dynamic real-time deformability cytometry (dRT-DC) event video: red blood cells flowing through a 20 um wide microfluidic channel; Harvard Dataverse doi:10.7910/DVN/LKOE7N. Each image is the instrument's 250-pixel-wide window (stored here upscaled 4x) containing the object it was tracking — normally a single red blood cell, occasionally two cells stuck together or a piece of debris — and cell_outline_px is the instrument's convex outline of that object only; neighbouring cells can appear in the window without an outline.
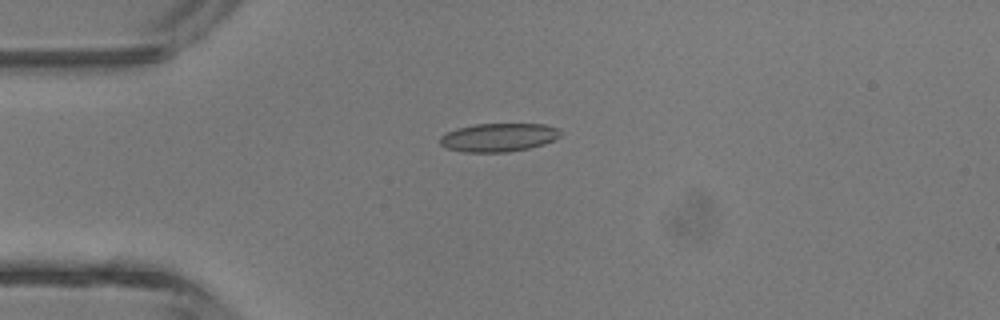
{"species": "common noctule bat (a hibernating species)", "species_latin": "Nyctalus noctula", "temperature_condition": "room temperature", "stored_images_in_passage": 3, "camera_frame_rate_fps": 3000, "um_per_image_px": 0.085, "animal": {"sex": "male", "body_mass_g": 13.3}, "frame": {"image": 1, "passage_image": 3, "time_ms": 2.333, "image_size_px": [1000, 320], "cell_outline_px": [[564, 132], [560, 136], [544, 144], [528, 148], [508, 152], [464, 152], [444, 148], [440, 144], [440, 136], [456, 128], [476, 124], [544, 124], [556, 128]], "centroid_in_image_um": [42.36, 11.68], "position_along_channel_um": 42.6, "area_um2": 20.0}}